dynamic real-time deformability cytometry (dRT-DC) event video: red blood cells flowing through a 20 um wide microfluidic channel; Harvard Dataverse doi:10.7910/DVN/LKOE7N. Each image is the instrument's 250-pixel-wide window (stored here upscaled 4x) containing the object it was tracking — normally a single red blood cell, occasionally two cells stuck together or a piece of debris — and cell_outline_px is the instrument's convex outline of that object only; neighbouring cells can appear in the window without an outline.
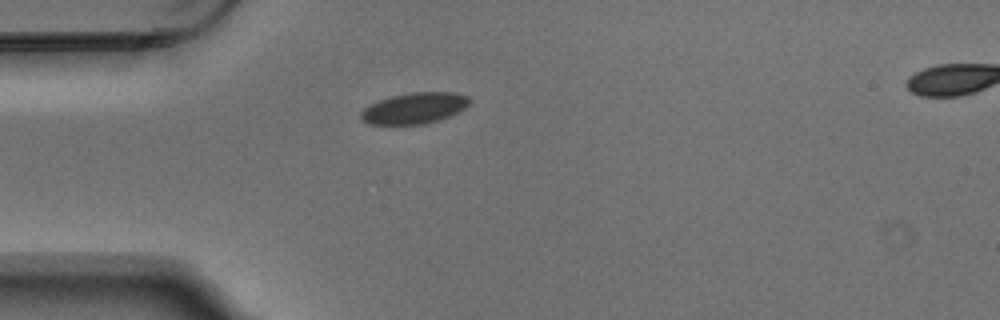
{"species": "Egyptian fruit bat (a non-hibernating species)", "species_latin": "Rousettus aegyptiacus", "temperature_condition": "warm", "stored_images_in_passage": 2, "segment_of_instrument_passage": [1, 2], "camera_frame_rate_fps": 3000, "um_per_image_px": 0.085, "animal": {"sex": "male"}, "frame": {"image": 1, "passage_image": 1, "time_ms": 0.0, "image_size_px": [1000, 320], "cell_outline_px": [[472, 100], [464, 108], [448, 116], [424, 124], [368, 124], [360, 120], [360, 112], [364, 108], [380, 100], [392, 96], [412, 92], [452, 92], [468, 96]], "centroid_in_image_um": [35.2, 9.19], "position_along_channel_um": 49.8, "area_um2": 19.42}}